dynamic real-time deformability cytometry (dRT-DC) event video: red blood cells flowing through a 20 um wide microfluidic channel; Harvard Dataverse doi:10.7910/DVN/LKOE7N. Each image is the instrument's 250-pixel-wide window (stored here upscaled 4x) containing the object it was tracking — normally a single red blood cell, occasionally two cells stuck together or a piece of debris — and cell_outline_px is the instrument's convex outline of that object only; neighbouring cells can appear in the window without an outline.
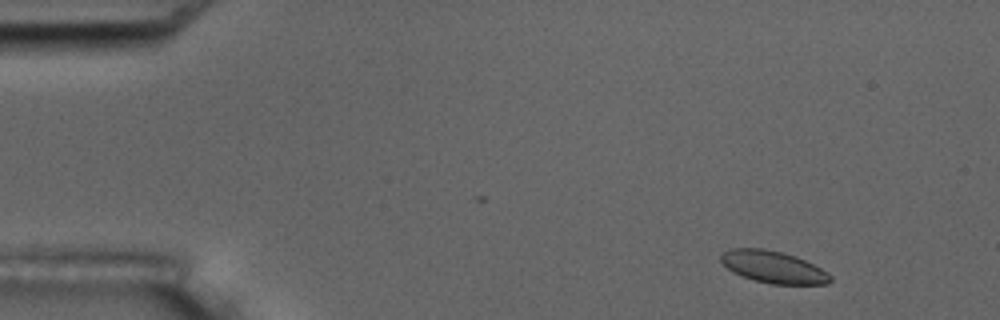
{"species": "common noctule bat (a hibernating species)", "species_latin": "Nyctalus noctula", "temperature_condition": "room temperature", "stored_images_in_passage": 6, "camera_frame_rate_fps": 3000, "um_per_image_px": 0.085, "animal": {"sex": "male", "body_mass_g": 17.5, "forearm_length_mm": 52.3}, "frame": {"image": 1, "passage_image": 1, "time_ms": 0.0, "image_size_px": [1000, 320], "cell_outline_px": [[832, 280], [828, 284], [772, 284], [740, 276], [732, 272], [720, 260], [720, 256], [724, 252], [732, 248], [764, 248], [796, 256], [828, 272], [832, 276]], "centroid_in_image_um": [65.73, 22.7], "position_along_channel_um": 19.3, "area_um2": 20.35}}
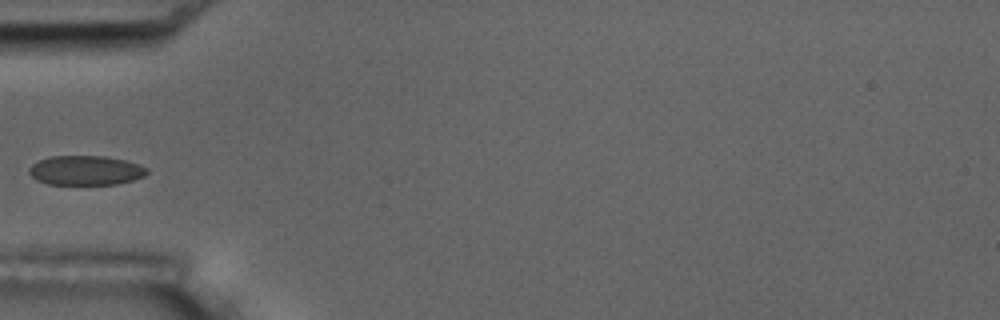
{"frame": {"image": 2, "passage_image": 5, "time_ms": 4.333, "image_size_px": [1000, 320], "cell_outline_px": [[148, 172], [144, 176], [132, 180], [116, 184], [48, 184], [36, 180], [28, 172], [28, 168], [32, 164], [48, 156], [104, 156], [124, 160], [140, 164], [148, 168]], "centroid_in_image_um": [7.27, 14.48], "position_along_channel_um": 77.7, "area_um2": 20.29}}